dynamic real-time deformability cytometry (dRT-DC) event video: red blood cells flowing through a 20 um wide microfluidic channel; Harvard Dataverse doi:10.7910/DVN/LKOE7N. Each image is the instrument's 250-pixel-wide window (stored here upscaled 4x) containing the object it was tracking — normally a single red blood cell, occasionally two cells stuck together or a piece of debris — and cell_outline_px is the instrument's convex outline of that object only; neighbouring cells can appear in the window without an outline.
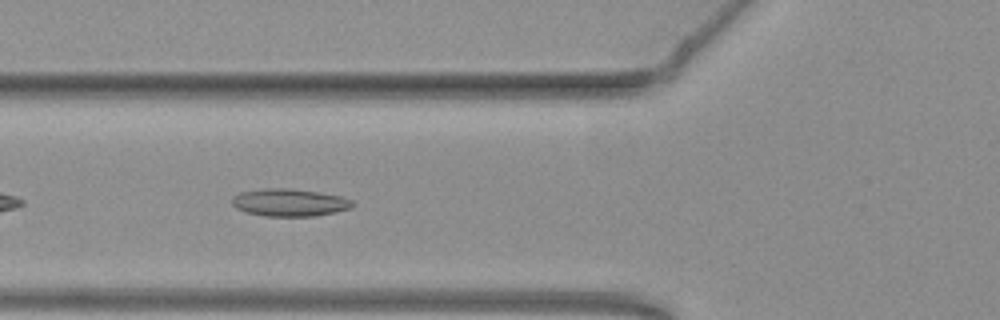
{"species": "common noctule bat (a hibernating species)", "species_latin": "Nyctalus noctula", "temperature_condition": "warm", "stored_images_in_passage": 40, "camera_frame_rate_fps": 3000, "um_per_image_px": 0.085, "animal": {"sex": "female", "body_mass_g": 19.3, "forearm_length_mm": 54.1}, "frame": {"image": 1, "passage_image": 6, "time_ms": 1.667, "image_size_px": [1000, 320], "cell_outline_px": [[352, 204], [348, 208], [336, 212], [316, 216], [264, 216], [248, 212], [236, 208], [232, 204], [232, 196], [240, 192], [264, 188], [292, 188], [344, 196], [352, 200]], "centroid_in_image_um": [24.59, 17.2], "position_along_channel_um": 101.2, "area_um2": 19.36}}
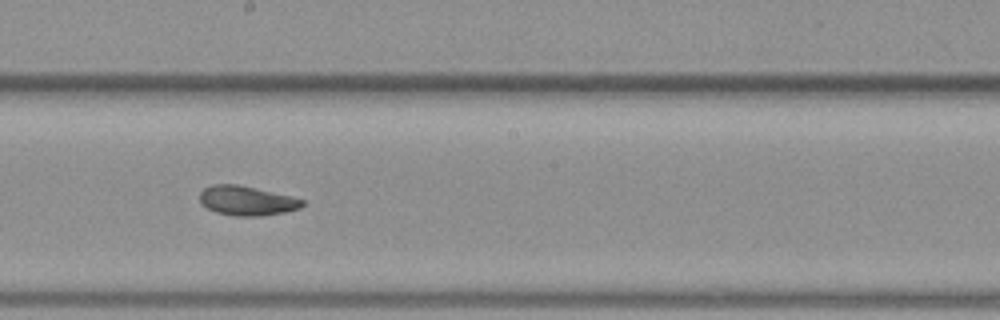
{"frame": {"image": 2, "passage_image": 16, "time_ms": 5.0, "image_size_px": [1000, 320], "cell_outline_px": [[304, 204], [300, 208], [284, 212], [260, 216], [236, 216], [216, 212], [200, 204], [200, 192], [204, 188], [212, 184], [236, 184], [256, 188], [292, 196], [304, 200]], "centroid_in_image_um": [20.97, 17.05], "position_along_channel_um": 227.2, "area_um2": 17.63}}
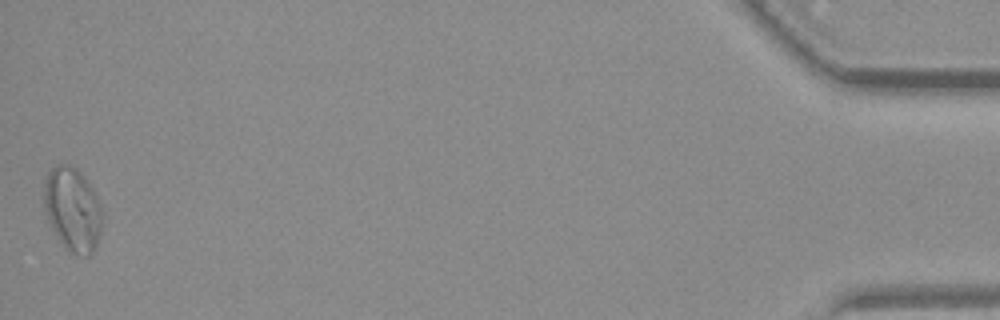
{"frame": {"image": 3, "passage_image": 40, "time_ms": 13.0, "image_size_px": [1000, 320], "cell_outline_px": [[100, 232], [96, 244], [92, 252], [88, 256], [76, 256], [68, 252], [64, 248], [56, 236], [48, 220], [44, 208], [44, 180], [48, 172], [56, 164], [68, 164], [76, 168], [84, 176], [92, 188], [96, 196], [100, 208]], "centroid_in_image_um": [6.13, 17.81], "position_along_channel_um": 429.1, "area_um2": 28.38}, "authors_computed_cell_mechanics": {"area_um2": 18.5827, "velocity_mm_per_s": 3.7683, "shape_relaxation_time_tau1_ms": 4.5002, "shape_relaxation_time_tau2_ms": 3.9081, "deformation_change_tau1": 0.1448, "deformation_change_tau2": 0.1127}}